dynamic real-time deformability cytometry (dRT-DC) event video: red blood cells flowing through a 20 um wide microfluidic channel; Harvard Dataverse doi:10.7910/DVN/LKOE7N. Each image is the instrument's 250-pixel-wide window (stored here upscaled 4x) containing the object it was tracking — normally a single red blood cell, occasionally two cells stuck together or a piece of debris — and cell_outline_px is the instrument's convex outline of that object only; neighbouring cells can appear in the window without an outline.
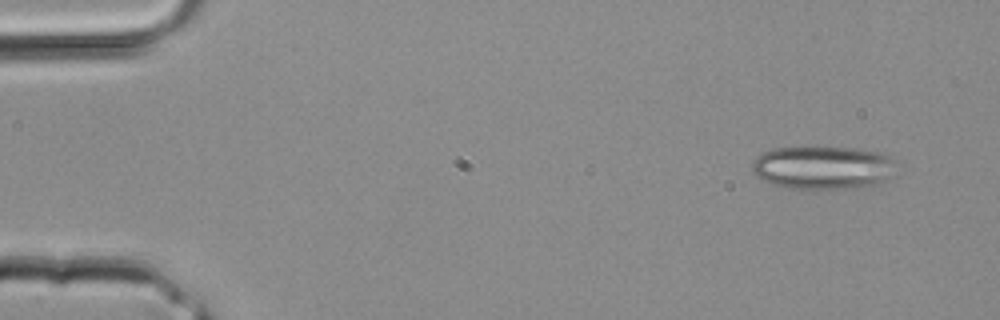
{"species": "common noctule bat (a hibernating species)", "species_latin": "Nyctalus noctula", "temperature_condition": "room temperature", "stored_images_in_passage": 3, "camera_frame_rate_fps": 3000, "um_per_image_px": 0.085, "animal": {"sex": "male", "body_mass_g": 20.4}, "frame": {"image": 1, "passage_image": 1, "time_ms": 0.0, "image_size_px": [1000, 320], "cell_outline_px": [[896, 160], [892, 176], [888, 180], [876, 184], [840, 188], [784, 188], [772, 184], [756, 176], [752, 172], [748, 164], [756, 156], [772, 148], [804, 144], [860, 148], [880, 152], [892, 156]], "centroid_in_image_um": [69.9, 14.17], "position_along_channel_um": 15.1, "area_um2": 37.8}}